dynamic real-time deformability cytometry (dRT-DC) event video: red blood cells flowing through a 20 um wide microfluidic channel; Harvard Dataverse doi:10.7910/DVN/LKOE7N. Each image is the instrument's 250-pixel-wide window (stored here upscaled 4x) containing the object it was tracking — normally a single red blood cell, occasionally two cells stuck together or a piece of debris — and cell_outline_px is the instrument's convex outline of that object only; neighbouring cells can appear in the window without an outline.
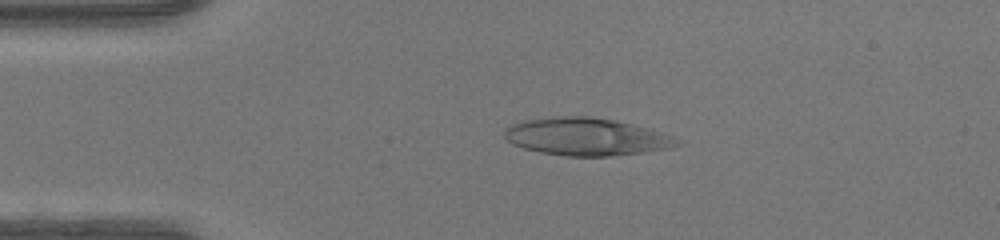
{"species": "human", "species_latin": "Homo sapiens", "temperature_condition": "warm", "stored_images_in_passage": 47, "camera_frame_rate_fps": 3000, "um_per_image_px": 0.085, "donor": {"sex": "female"}, "frame": {"image": 1, "passage_image": 10, "time_ms": 3.0, "image_size_px": [1000, 240], "cell_outline_px": [[684, 144], [668, 148], [612, 156], [564, 156], [540, 152], [524, 148], [512, 144], [504, 136], [504, 128], [520, 120], [556, 116], [588, 116], [616, 120], [648, 128], [684, 140]], "centroid_in_image_um": [49.83, 11.61], "position_along_channel_um": 35.2, "area_um2": 38.03}}
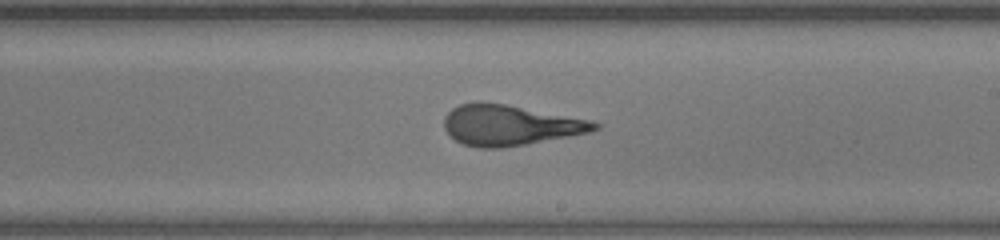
{"frame": {"image": 2, "passage_image": 27, "time_ms": 8.667, "image_size_px": [1000, 240], "cell_outline_px": [[604, 124], [600, 128], [592, 132], [524, 144], [500, 148], [480, 148], [464, 144], [456, 140], [444, 128], [444, 116], [452, 108], [460, 104], [476, 100], [480, 100], [504, 104], [592, 120]], "centroid_in_image_um": [43.36, 10.62], "position_along_channel_um": 245.6, "area_um2": 35.6}}
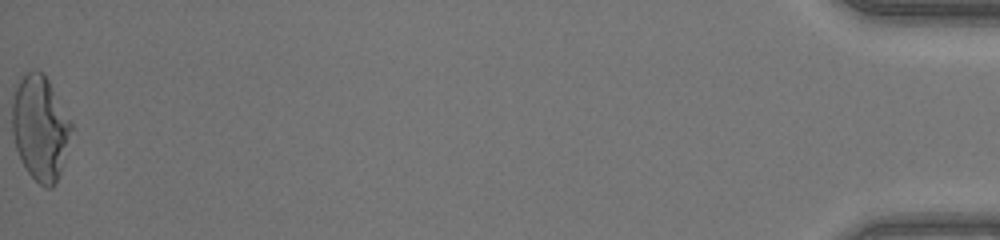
{"frame": {"image": 3, "passage_image": 47, "time_ms": 15.333, "image_size_px": [1000, 240], "cell_outline_px": [[72, 128], [60, 172], [56, 184], [52, 188], [44, 188], [28, 172], [20, 160], [16, 148], [12, 132], [12, 104], [16, 88], [20, 80], [32, 68], [36, 68], [44, 72], [72, 120]], "centroid_in_image_um": [3.42, 10.85], "position_along_channel_um": 431.8, "area_um2": 36.24}, "authors_computed_cell_mechanics": {"area_um2": 35.836, "velocity_mm_per_s": 4.4183, "shape_relaxation_time_tau1_ms": null, "shape_relaxation_time_tau2_ms": 0.9038, "deformation_change_tau1": null, "deformation_change_tau2": 0.11}}